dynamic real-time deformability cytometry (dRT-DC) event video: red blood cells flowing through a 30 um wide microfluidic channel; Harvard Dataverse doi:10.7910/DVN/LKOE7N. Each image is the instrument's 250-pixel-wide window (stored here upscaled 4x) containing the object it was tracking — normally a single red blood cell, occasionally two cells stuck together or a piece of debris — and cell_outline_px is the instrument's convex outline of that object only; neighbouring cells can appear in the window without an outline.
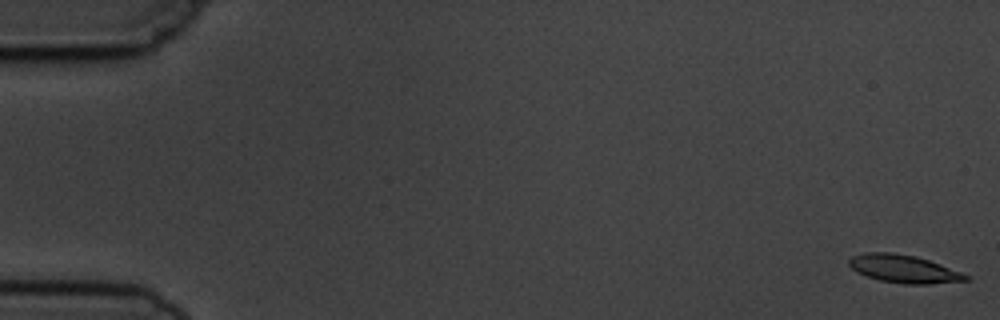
{"species": "common noctule bat (a hibernating species)", "species_latin": "Nyctalus noctula", "temperature_condition": "cold", "stored_images_in_passage": 15, "camera_frame_rate_fps": 3000, "um_per_image_px": 0.085, "animal": {"sex": "male", "body_mass_g": 19.5, "forearm_length_mm": 54.6}, "frame": {"image": 1, "passage_image": 1, "time_ms": 0.0, "image_size_px": [1000, 320], "cell_outline_px": [[972, 280], [928, 284], [904, 284], [880, 280], [856, 272], [848, 264], [848, 260], [852, 256], [868, 252], [892, 252], [916, 256], [940, 264], [972, 276]], "centroid_in_image_um": [76.86, 22.85], "position_along_channel_um": 8.1, "area_um2": 19.07}}
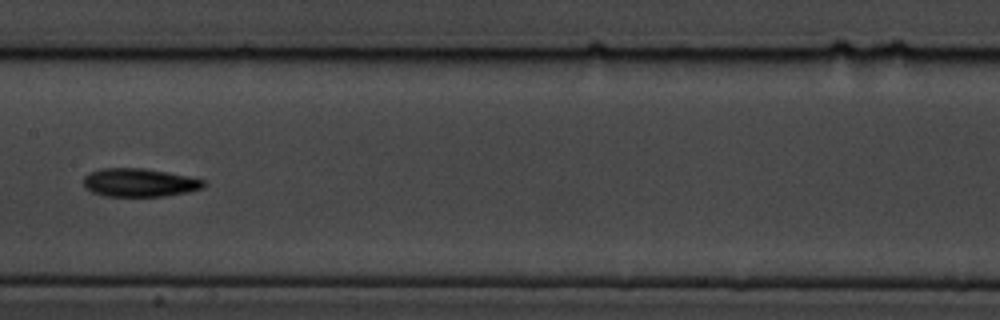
{"frame": {"image": 2, "passage_image": 8, "time_ms": 9.0, "image_size_px": [1000, 320], "cell_outline_px": [[208, 184], [204, 188], [188, 192], [164, 196], [104, 196], [92, 192], [84, 188], [84, 176], [88, 172], [100, 168], [144, 168], [168, 172], [188, 176], [204, 180]], "centroid_in_image_um": [11.85, 15.51], "position_along_channel_um": 195.5, "area_um2": 20.11}}
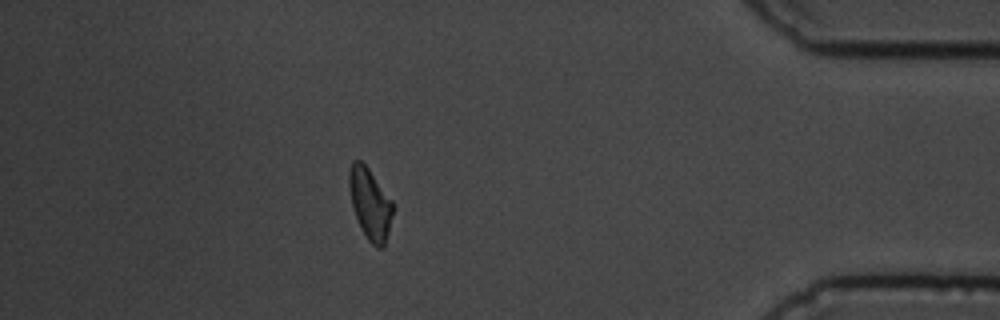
{"frame": {"image": 3, "passage_image": 14, "time_ms": 15.667, "image_size_px": [1000, 320], "cell_outline_px": [[392, 212], [388, 232], [384, 248], [376, 248], [368, 240], [356, 216], [352, 204], [348, 184], [348, 172], [352, 160], [360, 160], [368, 168], [392, 200]], "centroid_in_image_um": [31.44, 17.3], "position_along_channel_um": 403.8, "area_um2": 17.8}, "authors_computed_cell_mechanics": {"area_um2": 18.9006, "velocity_mm_per_s": 3.7306, "shape_relaxation_time_tau1_ms": 3.411, "shape_relaxation_time_tau2_ms": 2.6098, "deformation_change_tau1": 0.1227, "deformation_change_tau2": 0.0974}}